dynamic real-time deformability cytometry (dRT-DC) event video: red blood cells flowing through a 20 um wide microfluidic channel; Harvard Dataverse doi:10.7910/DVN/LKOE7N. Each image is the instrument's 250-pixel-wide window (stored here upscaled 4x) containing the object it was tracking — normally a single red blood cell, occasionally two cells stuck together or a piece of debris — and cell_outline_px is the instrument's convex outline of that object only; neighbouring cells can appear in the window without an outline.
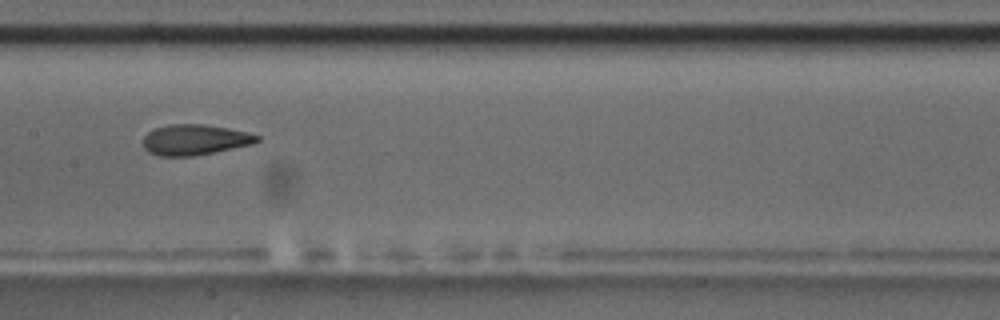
{"species": "common noctule bat (a hibernating species)", "species_latin": "Nyctalus noctula", "temperature_condition": "room temperature", "stored_images_in_passage": 13, "camera_frame_rate_fps": 3000, "um_per_image_px": 0.085, "animal": {"sex": "male", "body_mass_g": 17.5, "forearm_length_mm": 52.3}, "frame": {"image": 1, "passage_image": 6, "time_ms": 5.667, "image_size_px": [1000, 320], "cell_outline_px": [[260, 140], [252, 144], [192, 156], [160, 156], [148, 152], [144, 148], [144, 136], [148, 132], [156, 128], [172, 124], [204, 124], [228, 128], [248, 132], [260, 136]], "centroid_in_image_um": [16.56, 11.87], "position_along_channel_um": 190.8, "area_um2": 20.11}, "authors_computed_cell_mechanics": {"area_um2": 20.808, "velocity_mm_per_s": 3.4955, "shape_relaxation_time_tau1_ms": 6.9446, "shape_relaxation_time_tau2_ms": 2.475, "deformation_change_tau1": 0.1771, "deformation_change_tau2": 0.1089}}